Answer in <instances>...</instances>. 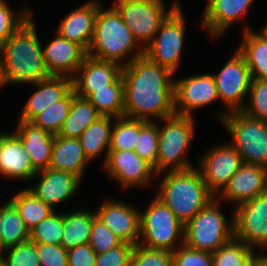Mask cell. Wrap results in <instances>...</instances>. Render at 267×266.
I'll return each instance as SVG.
<instances>
[{
	"label": "cell",
	"instance_id": "cell-1",
	"mask_svg": "<svg viewBox=\"0 0 267 266\" xmlns=\"http://www.w3.org/2000/svg\"><path fill=\"white\" fill-rule=\"evenodd\" d=\"M141 48L122 61L124 116L145 121L163 119L175 114L174 74L150 61Z\"/></svg>",
	"mask_w": 267,
	"mask_h": 266
},
{
	"label": "cell",
	"instance_id": "cell-2",
	"mask_svg": "<svg viewBox=\"0 0 267 266\" xmlns=\"http://www.w3.org/2000/svg\"><path fill=\"white\" fill-rule=\"evenodd\" d=\"M32 16L0 46V67L3 84L30 83L51 76L46 68L42 46Z\"/></svg>",
	"mask_w": 267,
	"mask_h": 266
},
{
	"label": "cell",
	"instance_id": "cell-3",
	"mask_svg": "<svg viewBox=\"0 0 267 266\" xmlns=\"http://www.w3.org/2000/svg\"><path fill=\"white\" fill-rule=\"evenodd\" d=\"M156 195L186 225L216 197L209 191L198 168L169 171Z\"/></svg>",
	"mask_w": 267,
	"mask_h": 266
},
{
	"label": "cell",
	"instance_id": "cell-4",
	"mask_svg": "<svg viewBox=\"0 0 267 266\" xmlns=\"http://www.w3.org/2000/svg\"><path fill=\"white\" fill-rule=\"evenodd\" d=\"M98 9L95 20L94 35L87 55L101 60L120 63L124 56L139 49L132 32L124 24L120 14L112 6L109 9ZM137 43V44H136ZM95 50V51H94Z\"/></svg>",
	"mask_w": 267,
	"mask_h": 266
},
{
	"label": "cell",
	"instance_id": "cell-5",
	"mask_svg": "<svg viewBox=\"0 0 267 266\" xmlns=\"http://www.w3.org/2000/svg\"><path fill=\"white\" fill-rule=\"evenodd\" d=\"M218 201L213 199L184 225L185 245L213 253L234 237V218L226 219Z\"/></svg>",
	"mask_w": 267,
	"mask_h": 266
},
{
	"label": "cell",
	"instance_id": "cell-6",
	"mask_svg": "<svg viewBox=\"0 0 267 266\" xmlns=\"http://www.w3.org/2000/svg\"><path fill=\"white\" fill-rule=\"evenodd\" d=\"M193 119L192 116L178 114L161 119L165 125L161 128L158 124L157 175L167 168L176 171L193 167L185 157L195 130Z\"/></svg>",
	"mask_w": 267,
	"mask_h": 266
},
{
	"label": "cell",
	"instance_id": "cell-7",
	"mask_svg": "<svg viewBox=\"0 0 267 266\" xmlns=\"http://www.w3.org/2000/svg\"><path fill=\"white\" fill-rule=\"evenodd\" d=\"M222 122L243 163L267 167V122L242 111L227 113Z\"/></svg>",
	"mask_w": 267,
	"mask_h": 266
},
{
	"label": "cell",
	"instance_id": "cell-8",
	"mask_svg": "<svg viewBox=\"0 0 267 266\" xmlns=\"http://www.w3.org/2000/svg\"><path fill=\"white\" fill-rule=\"evenodd\" d=\"M139 226L142 238L138 244L145 247L173 252L177 249L176 241L184 243V225L156 196L145 212L139 214Z\"/></svg>",
	"mask_w": 267,
	"mask_h": 266
},
{
	"label": "cell",
	"instance_id": "cell-9",
	"mask_svg": "<svg viewBox=\"0 0 267 266\" xmlns=\"http://www.w3.org/2000/svg\"><path fill=\"white\" fill-rule=\"evenodd\" d=\"M178 6V2H175L166 11L163 0H117L113 7L138 44L143 42L147 46L161 24Z\"/></svg>",
	"mask_w": 267,
	"mask_h": 266
},
{
	"label": "cell",
	"instance_id": "cell-10",
	"mask_svg": "<svg viewBox=\"0 0 267 266\" xmlns=\"http://www.w3.org/2000/svg\"><path fill=\"white\" fill-rule=\"evenodd\" d=\"M181 7H177L161 24L153 40L144 47V55L174 74L179 65L185 34Z\"/></svg>",
	"mask_w": 267,
	"mask_h": 266
},
{
	"label": "cell",
	"instance_id": "cell-11",
	"mask_svg": "<svg viewBox=\"0 0 267 266\" xmlns=\"http://www.w3.org/2000/svg\"><path fill=\"white\" fill-rule=\"evenodd\" d=\"M213 76L216 81L219 100L228 107V112L219 114L220 119L222 120L227 113L242 111L246 104L244 97L249 93L252 79L243 55L236 50L221 71L216 75L213 74Z\"/></svg>",
	"mask_w": 267,
	"mask_h": 266
},
{
	"label": "cell",
	"instance_id": "cell-12",
	"mask_svg": "<svg viewBox=\"0 0 267 266\" xmlns=\"http://www.w3.org/2000/svg\"><path fill=\"white\" fill-rule=\"evenodd\" d=\"M233 218L235 238L253 250L267 248V192L237 206Z\"/></svg>",
	"mask_w": 267,
	"mask_h": 266
},
{
	"label": "cell",
	"instance_id": "cell-13",
	"mask_svg": "<svg viewBox=\"0 0 267 266\" xmlns=\"http://www.w3.org/2000/svg\"><path fill=\"white\" fill-rule=\"evenodd\" d=\"M219 99L212 74L194 75L174 80L175 114L192 116L194 109L205 107Z\"/></svg>",
	"mask_w": 267,
	"mask_h": 266
},
{
	"label": "cell",
	"instance_id": "cell-14",
	"mask_svg": "<svg viewBox=\"0 0 267 266\" xmlns=\"http://www.w3.org/2000/svg\"><path fill=\"white\" fill-rule=\"evenodd\" d=\"M198 169L209 191L217 198L227 186L230 178L238 171L243 161L230 144L216 146L200 160ZM218 191V192H217Z\"/></svg>",
	"mask_w": 267,
	"mask_h": 266
},
{
	"label": "cell",
	"instance_id": "cell-15",
	"mask_svg": "<svg viewBox=\"0 0 267 266\" xmlns=\"http://www.w3.org/2000/svg\"><path fill=\"white\" fill-rule=\"evenodd\" d=\"M105 169L122 187L147 185L154 175V168L133 151H109Z\"/></svg>",
	"mask_w": 267,
	"mask_h": 266
},
{
	"label": "cell",
	"instance_id": "cell-16",
	"mask_svg": "<svg viewBox=\"0 0 267 266\" xmlns=\"http://www.w3.org/2000/svg\"><path fill=\"white\" fill-rule=\"evenodd\" d=\"M267 192V167L243 163L221 192L220 199L237 206Z\"/></svg>",
	"mask_w": 267,
	"mask_h": 266
},
{
	"label": "cell",
	"instance_id": "cell-17",
	"mask_svg": "<svg viewBox=\"0 0 267 266\" xmlns=\"http://www.w3.org/2000/svg\"><path fill=\"white\" fill-rule=\"evenodd\" d=\"M139 210L119 201L107 200L95 211L101 220L122 242L138 244L140 239Z\"/></svg>",
	"mask_w": 267,
	"mask_h": 266
},
{
	"label": "cell",
	"instance_id": "cell-18",
	"mask_svg": "<svg viewBox=\"0 0 267 266\" xmlns=\"http://www.w3.org/2000/svg\"><path fill=\"white\" fill-rule=\"evenodd\" d=\"M122 65L86 56L73 77L75 94L87 98L94 89L107 88L122 72Z\"/></svg>",
	"mask_w": 267,
	"mask_h": 266
},
{
	"label": "cell",
	"instance_id": "cell-19",
	"mask_svg": "<svg viewBox=\"0 0 267 266\" xmlns=\"http://www.w3.org/2000/svg\"><path fill=\"white\" fill-rule=\"evenodd\" d=\"M46 68L50 75L73 78L82 65L87 52L77 43L71 42L56 33L53 39L42 49Z\"/></svg>",
	"mask_w": 267,
	"mask_h": 266
},
{
	"label": "cell",
	"instance_id": "cell-20",
	"mask_svg": "<svg viewBox=\"0 0 267 266\" xmlns=\"http://www.w3.org/2000/svg\"><path fill=\"white\" fill-rule=\"evenodd\" d=\"M37 175H40L38 183L27 189L52 208L72 197L81 181L72 173L51 168L38 171Z\"/></svg>",
	"mask_w": 267,
	"mask_h": 266
},
{
	"label": "cell",
	"instance_id": "cell-21",
	"mask_svg": "<svg viewBox=\"0 0 267 266\" xmlns=\"http://www.w3.org/2000/svg\"><path fill=\"white\" fill-rule=\"evenodd\" d=\"M101 6L99 1H88L79 8L71 11L66 18L61 20L56 33L71 42L80 45L88 52L94 35L95 20L98 9Z\"/></svg>",
	"mask_w": 267,
	"mask_h": 266
},
{
	"label": "cell",
	"instance_id": "cell-22",
	"mask_svg": "<svg viewBox=\"0 0 267 266\" xmlns=\"http://www.w3.org/2000/svg\"><path fill=\"white\" fill-rule=\"evenodd\" d=\"M33 85L38 89L25 104L20 116V120L27 122H31L54 102L62 100L73 89V78L51 75Z\"/></svg>",
	"mask_w": 267,
	"mask_h": 266
},
{
	"label": "cell",
	"instance_id": "cell-23",
	"mask_svg": "<svg viewBox=\"0 0 267 266\" xmlns=\"http://www.w3.org/2000/svg\"><path fill=\"white\" fill-rule=\"evenodd\" d=\"M37 173L21 139L15 133H6L0 142V174L28 181Z\"/></svg>",
	"mask_w": 267,
	"mask_h": 266
},
{
	"label": "cell",
	"instance_id": "cell-24",
	"mask_svg": "<svg viewBox=\"0 0 267 266\" xmlns=\"http://www.w3.org/2000/svg\"><path fill=\"white\" fill-rule=\"evenodd\" d=\"M15 134L21 139L34 168L41 171L50 167L55 135L34 125L19 120Z\"/></svg>",
	"mask_w": 267,
	"mask_h": 266
},
{
	"label": "cell",
	"instance_id": "cell-25",
	"mask_svg": "<svg viewBox=\"0 0 267 266\" xmlns=\"http://www.w3.org/2000/svg\"><path fill=\"white\" fill-rule=\"evenodd\" d=\"M88 162L79 138L55 135L49 168L72 173L81 180Z\"/></svg>",
	"mask_w": 267,
	"mask_h": 266
},
{
	"label": "cell",
	"instance_id": "cell-26",
	"mask_svg": "<svg viewBox=\"0 0 267 266\" xmlns=\"http://www.w3.org/2000/svg\"><path fill=\"white\" fill-rule=\"evenodd\" d=\"M254 0H216L203 15V26L210 32L211 37L219 36L228 27L246 15Z\"/></svg>",
	"mask_w": 267,
	"mask_h": 266
},
{
	"label": "cell",
	"instance_id": "cell-27",
	"mask_svg": "<svg viewBox=\"0 0 267 266\" xmlns=\"http://www.w3.org/2000/svg\"><path fill=\"white\" fill-rule=\"evenodd\" d=\"M243 41L237 49L244 57L252 78L267 79V41L245 25Z\"/></svg>",
	"mask_w": 267,
	"mask_h": 266
},
{
	"label": "cell",
	"instance_id": "cell-28",
	"mask_svg": "<svg viewBox=\"0 0 267 266\" xmlns=\"http://www.w3.org/2000/svg\"><path fill=\"white\" fill-rule=\"evenodd\" d=\"M101 115L87 98L79 97L73 89V100L68 116L58 136L79 138L82 132Z\"/></svg>",
	"mask_w": 267,
	"mask_h": 266
},
{
	"label": "cell",
	"instance_id": "cell-29",
	"mask_svg": "<svg viewBox=\"0 0 267 266\" xmlns=\"http://www.w3.org/2000/svg\"><path fill=\"white\" fill-rule=\"evenodd\" d=\"M95 212L89 210L63 213V233L60 245L70 250L89 242Z\"/></svg>",
	"mask_w": 267,
	"mask_h": 266
},
{
	"label": "cell",
	"instance_id": "cell-30",
	"mask_svg": "<svg viewBox=\"0 0 267 266\" xmlns=\"http://www.w3.org/2000/svg\"><path fill=\"white\" fill-rule=\"evenodd\" d=\"M114 117L100 116L91 123L80 135L79 140L83 148L84 154L90 161L99 155L103 150L105 153V161L107 159L110 142H111V120Z\"/></svg>",
	"mask_w": 267,
	"mask_h": 266
},
{
	"label": "cell",
	"instance_id": "cell-31",
	"mask_svg": "<svg viewBox=\"0 0 267 266\" xmlns=\"http://www.w3.org/2000/svg\"><path fill=\"white\" fill-rule=\"evenodd\" d=\"M87 99L101 116H124V82L120 75L107 88L94 89Z\"/></svg>",
	"mask_w": 267,
	"mask_h": 266
},
{
	"label": "cell",
	"instance_id": "cell-32",
	"mask_svg": "<svg viewBox=\"0 0 267 266\" xmlns=\"http://www.w3.org/2000/svg\"><path fill=\"white\" fill-rule=\"evenodd\" d=\"M9 201L17 209L29 231L54 212V208L45 204L29 189L25 188L14 195Z\"/></svg>",
	"mask_w": 267,
	"mask_h": 266
},
{
	"label": "cell",
	"instance_id": "cell-33",
	"mask_svg": "<svg viewBox=\"0 0 267 266\" xmlns=\"http://www.w3.org/2000/svg\"><path fill=\"white\" fill-rule=\"evenodd\" d=\"M0 236L5 249L29 240V230L10 201L0 206Z\"/></svg>",
	"mask_w": 267,
	"mask_h": 266
},
{
	"label": "cell",
	"instance_id": "cell-34",
	"mask_svg": "<svg viewBox=\"0 0 267 266\" xmlns=\"http://www.w3.org/2000/svg\"><path fill=\"white\" fill-rule=\"evenodd\" d=\"M111 131L109 151H133L137 144V132L148 122L126 116L117 117Z\"/></svg>",
	"mask_w": 267,
	"mask_h": 266
},
{
	"label": "cell",
	"instance_id": "cell-35",
	"mask_svg": "<svg viewBox=\"0 0 267 266\" xmlns=\"http://www.w3.org/2000/svg\"><path fill=\"white\" fill-rule=\"evenodd\" d=\"M73 100V89L60 101L54 102L31 122L53 135H58L68 116Z\"/></svg>",
	"mask_w": 267,
	"mask_h": 266
},
{
	"label": "cell",
	"instance_id": "cell-36",
	"mask_svg": "<svg viewBox=\"0 0 267 266\" xmlns=\"http://www.w3.org/2000/svg\"><path fill=\"white\" fill-rule=\"evenodd\" d=\"M158 125L154 121H148L137 132V144L134 145V152L150 164L157 174L158 157Z\"/></svg>",
	"mask_w": 267,
	"mask_h": 266
},
{
	"label": "cell",
	"instance_id": "cell-37",
	"mask_svg": "<svg viewBox=\"0 0 267 266\" xmlns=\"http://www.w3.org/2000/svg\"><path fill=\"white\" fill-rule=\"evenodd\" d=\"M255 250L233 237L212 253V266H239Z\"/></svg>",
	"mask_w": 267,
	"mask_h": 266
},
{
	"label": "cell",
	"instance_id": "cell-38",
	"mask_svg": "<svg viewBox=\"0 0 267 266\" xmlns=\"http://www.w3.org/2000/svg\"><path fill=\"white\" fill-rule=\"evenodd\" d=\"M63 233V214L55 211L29 231V240L35 243L60 244Z\"/></svg>",
	"mask_w": 267,
	"mask_h": 266
},
{
	"label": "cell",
	"instance_id": "cell-39",
	"mask_svg": "<svg viewBox=\"0 0 267 266\" xmlns=\"http://www.w3.org/2000/svg\"><path fill=\"white\" fill-rule=\"evenodd\" d=\"M249 97L242 112L249 117L267 122V79L252 78Z\"/></svg>",
	"mask_w": 267,
	"mask_h": 266
},
{
	"label": "cell",
	"instance_id": "cell-40",
	"mask_svg": "<svg viewBox=\"0 0 267 266\" xmlns=\"http://www.w3.org/2000/svg\"><path fill=\"white\" fill-rule=\"evenodd\" d=\"M130 266H173L172 251L135 244Z\"/></svg>",
	"mask_w": 267,
	"mask_h": 266
},
{
	"label": "cell",
	"instance_id": "cell-41",
	"mask_svg": "<svg viewBox=\"0 0 267 266\" xmlns=\"http://www.w3.org/2000/svg\"><path fill=\"white\" fill-rule=\"evenodd\" d=\"M9 253L0 259V266H40L37 243L30 240L6 248Z\"/></svg>",
	"mask_w": 267,
	"mask_h": 266
},
{
	"label": "cell",
	"instance_id": "cell-42",
	"mask_svg": "<svg viewBox=\"0 0 267 266\" xmlns=\"http://www.w3.org/2000/svg\"><path fill=\"white\" fill-rule=\"evenodd\" d=\"M4 0H0V46L31 16L32 11L21 10L15 14Z\"/></svg>",
	"mask_w": 267,
	"mask_h": 266
},
{
	"label": "cell",
	"instance_id": "cell-43",
	"mask_svg": "<svg viewBox=\"0 0 267 266\" xmlns=\"http://www.w3.org/2000/svg\"><path fill=\"white\" fill-rule=\"evenodd\" d=\"M121 243L122 241L95 215L88 244L96 254L106 252Z\"/></svg>",
	"mask_w": 267,
	"mask_h": 266
},
{
	"label": "cell",
	"instance_id": "cell-44",
	"mask_svg": "<svg viewBox=\"0 0 267 266\" xmlns=\"http://www.w3.org/2000/svg\"><path fill=\"white\" fill-rule=\"evenodd\" d=\"M179 245L181 248L172 252L173 266H212L211 252L193 249L182 242Z\"/></svg>",
	"mask_w": 267,
	"mask_h": 266
},
{
	"label": "cell",
	"instance_id": "cell-45",
	"mask_svg": "<svg viewBox=\"0 0 267 266\" xmlns=\"http://www.w3.org/2000/svg\"><path fill=\"white\" fill-rule=\"evenodd\" d=\"M133 244L122 242L106 252L96 254L95 266H130Z\"/></svg>",
	"mask_w": 267,
	"mask_h": 266
},
{
	"label": "cell",
	"instance_id": "cell-46",
	"mask_svg": "<svg viewBox=\"0 0 267 266\" xmlns=\"http://www.w3.org/2000/svg\"><path fill=\"white\" fill-rule=\"evenodd\" d=\"M40 266H68L67 250L60 244L37 243Z\"/></svg>",
	"mask_w": 267,
	"mask_h": 266
},
{
	"label": "cell",
	"instance_id": "cell-47",
	"mask_svg": "<svg viewBox=\"0 0 267 266\" xmlns=\"http://www.w3.org/2000/svg\"><path fill=\"white\" fill-rule=\"evenodd\" d=\"M68 266H95L96 252L87 243L67 251Z\"/></svg>",
	"mask_w": 267,
	"mask_h": 266
},
{
	"label": "cell",
	"instance_id": "cell-48",
	"mask_svg": "<svg viewBox=\"0 0 267 266\" xmlns=\"http://www.w3.org/2000/svg\"><path fill=\"white\" fill-rule=\"evenodd\" d=\"M263 260V255L258 253L255 254L253 252L243 263H241L239 266H261Z\"/></svg>",
	"mask_w": 267,
	"mask_h": 266
},
{
	"label": "cell",
	"instance_id": "cell-49",
	"mask_svg": "<svg viewBox=\"0 0 267 266\" xmlns=\"http://www.w3.org/2000/svg\"><path fill=\"white\" fill-rule=\"evenodd\" d=\"M265 25L266 26H264L260 33L258 32V34L267 41V23Z\"/></svg>",
	"mask_w": 267,
	"mask_h": 266
},
{
	"label": "cell",
	"instance_id": "cell-50",
	"mask_svg": "<svg viewBox=\"0 0 267 266\" xmlns=\"http://www.w3.org/2000/svg\"><path fill=\"white\" fill-rule=\"evenodd\" d=\"M261 266H267V254H263V260H262V263H261Z\"/></svg>",
	"mask_w": 267,
	"mask_h": 266
},
{
	"label": "cell",
	"instance_id": "cell-51",
	"mask_svg": "<svg viewBox=\"0 0 267 266\" xmlns=\"http://www.w3.org/2000/svg\"><path fill=\"white\" fill-rule=\"evenodd\" d=\"M4 246H3V244H2V239H1V236H0V259H1V257L3 256V255H1L2 254V252L4 251Z\"/></svg>",
	"mask_w": 267,
	"mask_h": 266
},
{
	"label": "cell",
	"instance_id": "cell-52",
	"mask_svg": "<svg viewBox=\"0 0 267 266\" xmlns=\"http://www.w3.org/2000/svg\"><path fill=\"white\" fill-rule=\"evenodd\" d=\"M207 7L205 9H207L213 2H215L216 0H207Z\"/></svg>",
	"mask_w": 267,
	"mask_h": 266
},
{
	"label": "cell",
	"instance_id": "cell-53",
	"mask_svg": "<svg viewBox=\"0 0 267 266\" xmlns=\"http://www.w3.org/2000/svg\"><path fill=\"white\" fill-rule=\"evenodd\" d=\"M4 84H3V81H2V77H1V67H0V88L3 87Z\"/></svg>",
	"mask_w": 267,
	"mask_h": 266
},
{
	"label": "cell",
	"instance_id": "cell-54",
	"mask_svg": "<svg viewBox=\"0 0 267 266\" xmlns=\"http://www.w3.org/2000/svg\"><path fill=\"white\" fill-rule=\"evenodd\" d=\"M6 135V133H0V142H1V140L3 139V137Z\"/></svg>",
	"mask_w": 267,
	"mask_h": 266
}]
</instances>
